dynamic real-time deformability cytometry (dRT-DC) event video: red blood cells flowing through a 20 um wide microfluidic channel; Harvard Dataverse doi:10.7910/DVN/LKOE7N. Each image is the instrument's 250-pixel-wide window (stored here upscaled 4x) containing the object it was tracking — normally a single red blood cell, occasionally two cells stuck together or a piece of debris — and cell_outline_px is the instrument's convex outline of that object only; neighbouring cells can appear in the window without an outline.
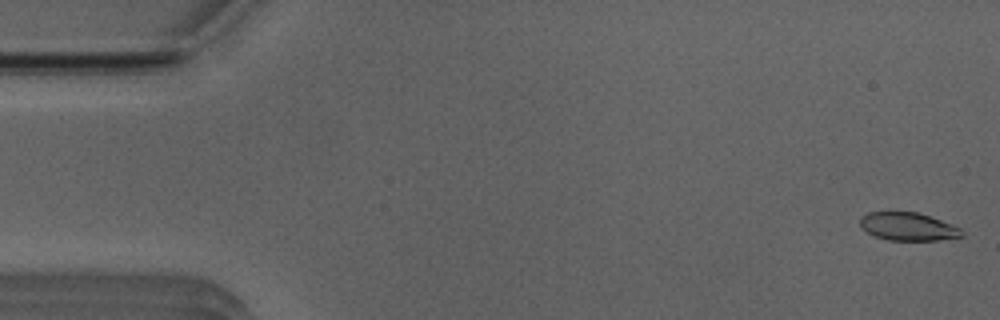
{"species": "Egyptian fruit bat (a non-hibernating species)", "species_latin": "Rousettus aegyptiacus", "temperature_condition": "room temperature", "stored_images_in_passage": 46, "camera_frame_rate_fps": 3000, "um_per_image_px": 0.085, "animal": {"sex": "male"}, "frame": {"image": 1, "passage_image": 1, "time_ms": 0.0, "image_size_px": [1000, 320], "cell_outline_px": [[964, 236], [936, 240], [888, 240], [876, 236], [868, 232], [860, 224], [860, 216], [868, 212], [916, 212], [940, 220], [960, 228], [964, 232]], "centroid_in_image_um": [77.18, 19.26], "position_along_channel_um": 7.8, "area_um2": 16.36}}
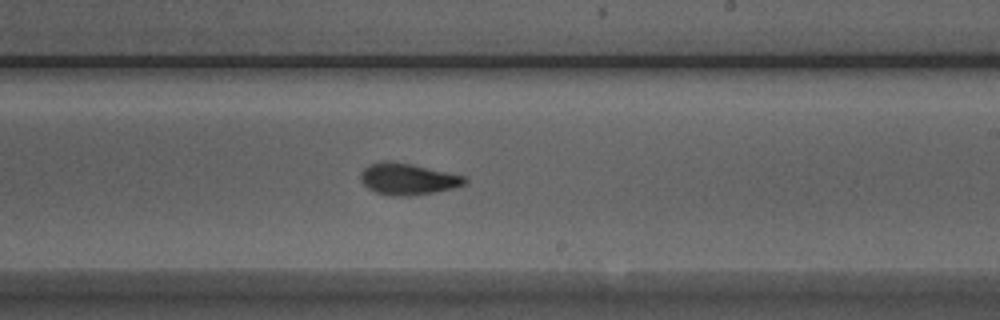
{"frame": {"image": 2, "passage_image": 30, "time_ms": 9.667, "image_size_px": [1000, 320], "cell_outline_px": [[468, 180], [464, 184], [452, 188], [432, 192], [408, 196], [388, 196], [376, 192], [368, 188], [360, 180], [360, 172], [368, 164], [380, 160], [388, 160], [412, 164], [464, 176]], "centroid_in_image_um": [34.59, 15.2], "position_along_channel_um": 254.4, "area_um2": 19.13}}
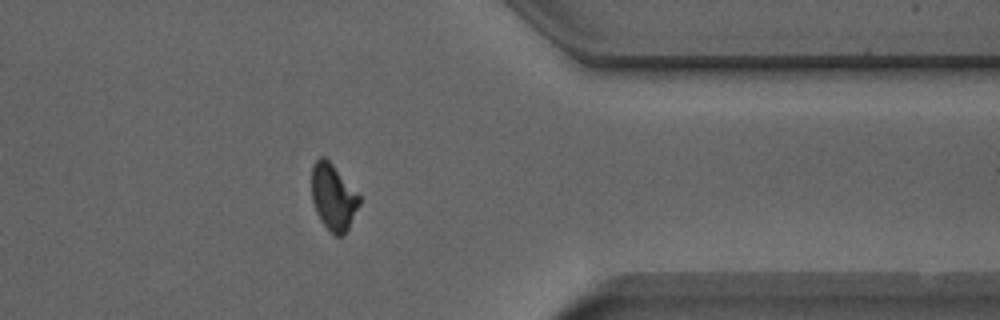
{"frame": {"image": 3, "passage_image": 41, "time_ms": 13.333, "image_size_px": [1000, 320], "cell_outline_px": [[360, 204], [344, 236], [336, 236], [320, 220], [316, 212], [312, 200], [312, 164], [320, 156], [324, 156], [332, 164], [360, 196]], "centroid_in_image_um": [28.32, 16.75], "position_along_channel_um": 383.1, "area_um2": 18.21}}